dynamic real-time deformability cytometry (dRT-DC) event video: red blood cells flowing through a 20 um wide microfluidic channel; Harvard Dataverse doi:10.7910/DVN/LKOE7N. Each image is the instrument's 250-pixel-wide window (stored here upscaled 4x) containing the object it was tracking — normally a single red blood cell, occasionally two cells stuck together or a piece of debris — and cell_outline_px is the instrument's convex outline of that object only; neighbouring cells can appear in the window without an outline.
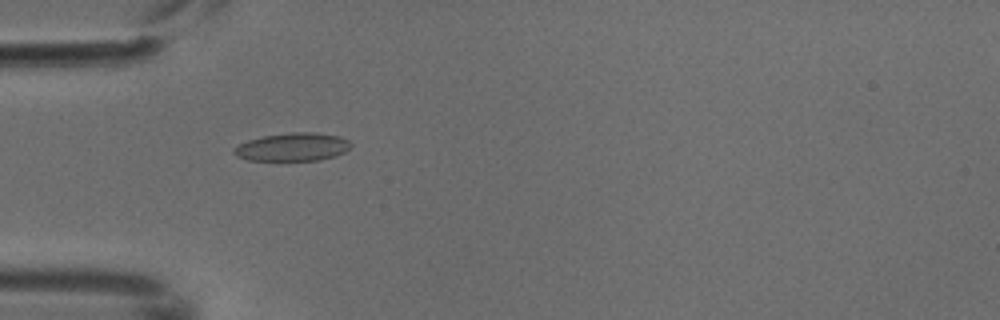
{"species": "common noctule bat (a hibernating species)", "species_latin": "Nyctalus noctula", "temperature_condition": "cold", "stored_images_in_passage": 6, "camera_frame_rate_fps": 3000, "um_per_image_px": 0.085, "animal": {"sex": "male", "body_mass_g": 18.8}, "frame": {"image": 1, "passage_image": 5, "time_ms": 1.333, "image_size_px": [1000, 320], "cell_outline_px": [[352, 144], [344, 152], [336, 156], [320, 160], [248, 160], [236, 156], [232, 152], [232, 148], [248, 140], [264, 136], [292, 132], [316, 132], [340, 136], [348, 140]], "centroid_in_image_um": [24.87, 12.49], "position_along_channel_um": 60.1, "area_um2": 19.19}}
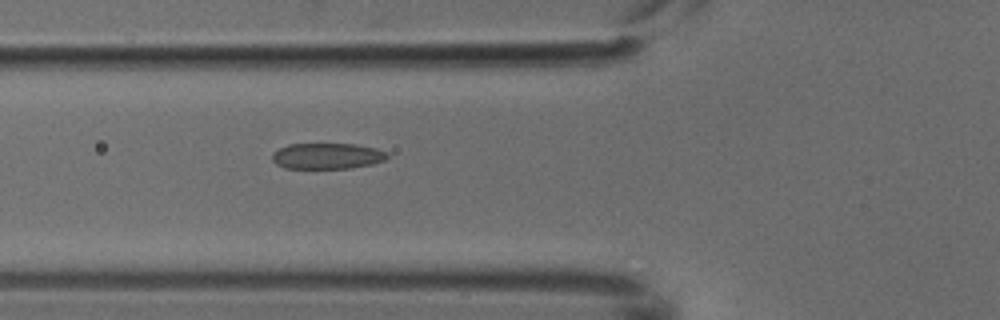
{"frame": {"image": 2, "passage_image": 6, "time_ms": 1.667, "image_size_px": [1000, 320], "cell_outline_px": [[388, 156], [384, 160], [372, 164], [352, 168], [284, 168], [276, 164], [272, 160], [272, 152], [288, 144], [356, 144], [376, 148], [388, 152]], "centroid_in_image_um": [27.8, 13.26], "position_along_channel_um": 98.0, "area_um2": 17.46}}